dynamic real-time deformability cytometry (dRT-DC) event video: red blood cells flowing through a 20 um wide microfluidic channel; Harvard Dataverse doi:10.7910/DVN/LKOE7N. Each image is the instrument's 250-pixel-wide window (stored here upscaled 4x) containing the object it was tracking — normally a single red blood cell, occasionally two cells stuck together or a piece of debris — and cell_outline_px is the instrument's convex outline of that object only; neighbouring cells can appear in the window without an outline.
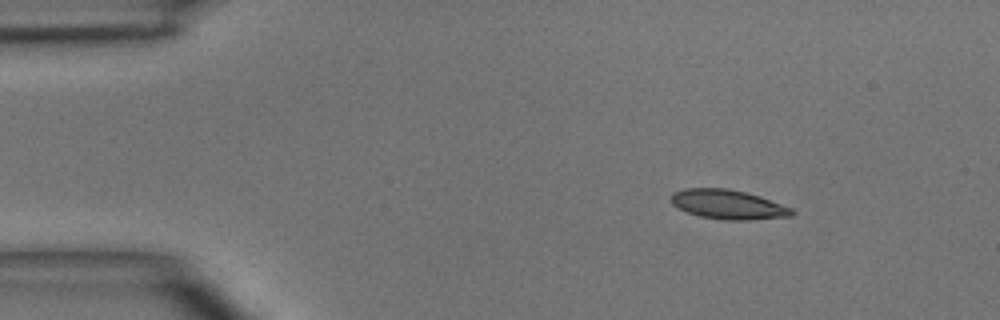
{"species": "common noctule bat (a hibernating species)", "species_latin": "Nyctalus noctula", "temperature_condition": "room temperature", "stored_images_in_passage": 3, "camera_frame_rate_fps": 3000, "um_per_image_px": 0.085, "animal": {"sex": "male", "body_mass_g": 15.6}, "frame": {"image": 1, "passage_image": 1, "time_ms": 0.0, "image_size_px": [1000, 320], "cell_outline_px": [[796, 212], [792, 216], [748, 220], [724, 220], [700, 216], [688, 212], [672, 204], [672, 192], [684, 188], [728, 188], [760, 196], [792, 208]], "centroid_in_image_um": [61.91, 17.38], "position_along_channel_um": 23.1, "area_um2": 20.63}}
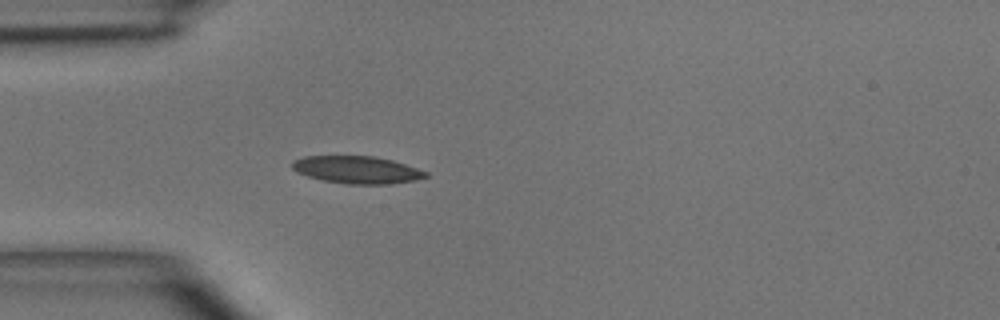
{"frame": {"image": 2, "passage_image": 3, "time_ms": 2.333, "image_size_px": [1000, 320], "cell_outline_px": [[428, 176], [416, 180], [392, 184], [348, 184], [324, 180], [308, 176], [296, 172], [292, 168], [292, 160], [304, 156], [372, 156], [392, 160], [428, 172]], "centroid_in_image_um": [30.33, 14.43], "position_along_channel_um": 54.7, "area_um2": 21.27}}